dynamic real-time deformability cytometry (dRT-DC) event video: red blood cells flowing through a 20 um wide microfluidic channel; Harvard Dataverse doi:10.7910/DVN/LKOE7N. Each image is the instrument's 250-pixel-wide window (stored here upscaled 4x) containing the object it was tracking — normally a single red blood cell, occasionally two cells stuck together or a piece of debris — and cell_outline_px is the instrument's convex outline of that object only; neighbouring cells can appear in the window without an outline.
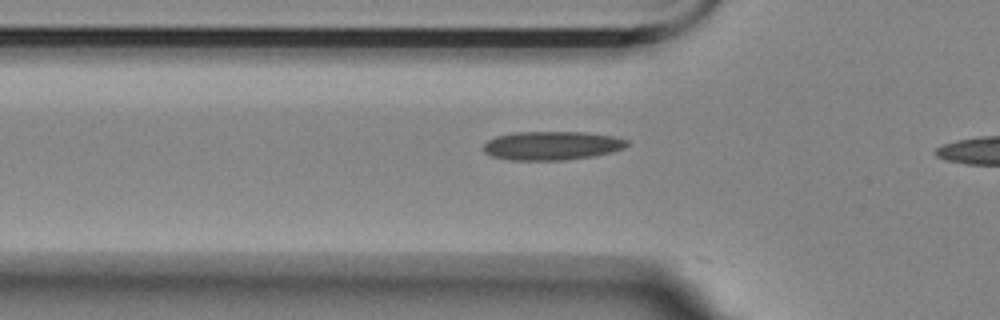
{"species": "Egyptian fruit bat (a non-hibernating species)", "species_latin": "Rousettus aegyptiacus", "temperature_condition": "room temperature", "stored_images_in_passage": 13, "camera_frame_rate_fps": 3000, "um_per_image_px": 0.085, "animal": {"sex": "female"}, "frame": {"image": 1, "passage_image": 11, "time_ms": 3.333, "image_size_px": [1000, 320], "cell_outline_px": [[628, 144], [624, 148], [612, 152], [592, 156], [564, 160], [508, 160], [492, 156], [484, 152], [484, 144], [488, 140], [496, 136], [512, 132], [584, 132], [612, 136], [628, 140]], "centroid_in_image_um": [46.89, 12.38], "position_along_channel_um": 78.9, "area_um2": 24.04}}